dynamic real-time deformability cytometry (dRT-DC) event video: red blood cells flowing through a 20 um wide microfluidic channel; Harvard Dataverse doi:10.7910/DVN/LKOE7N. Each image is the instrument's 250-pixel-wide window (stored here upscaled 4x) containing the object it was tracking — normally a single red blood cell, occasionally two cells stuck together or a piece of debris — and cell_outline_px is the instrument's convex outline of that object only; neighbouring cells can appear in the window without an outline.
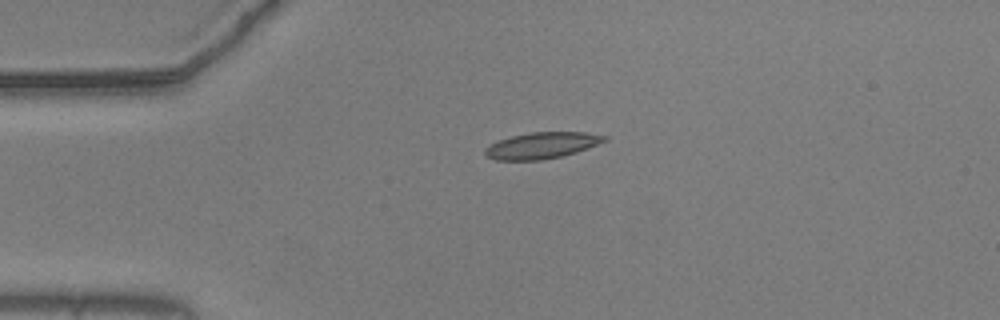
{"species": "common noctule bat (a hibernating species)", "species_latin": "Nyctalus noctula", "temperature_condition": "warm", "stored_images_in_passage": 6, "camera_frame_rate_fps": 3000, "um_per_image_px": 0.085, "animal": {"sex": "male", "body_mass_g": 20.5, "forearm_length_mm": 52.5}, "frame": {"image": 1, "passage_image": 1, "time_ms": 0.0, "image_size_px": [1000, 320], "cell_outline_px": [[608, 140], [576, 152], [564, 156], [540, 160], [496, 160], [488, 156], [484, 152], [484, 148], [500, 140], [512, 136], [532, 132], [584, 132], [608, 136]], "centroid_in_image_um": [46.09, 12.36], "position_along_channel_um": 38.9, "area_um2": 18.15}}